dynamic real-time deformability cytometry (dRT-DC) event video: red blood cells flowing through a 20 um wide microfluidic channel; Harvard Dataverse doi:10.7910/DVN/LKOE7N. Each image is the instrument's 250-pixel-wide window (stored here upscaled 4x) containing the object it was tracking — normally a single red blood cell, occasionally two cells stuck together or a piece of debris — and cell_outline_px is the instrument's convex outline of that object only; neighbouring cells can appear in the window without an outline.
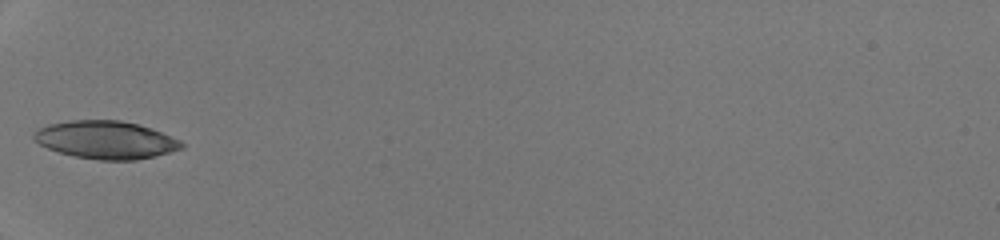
{"species": "human", "species_latin": "Homo sapiens", "temperature_condition": "room temperature", "stored_images_in_passage": 28, "camera_frame_rate_fps": 3000, "um_per_image_px": 0.085, "donor": {"sex": "male"}, "frame": {"image": 1, "passage_image": 1, "time_ms": 0.0, "image_size_px": [1000, 240], "cell_outline_px": [[172, 148], [148, 156], [84, 156], [64, 152], [52, 148], [48, 144], [48, 128], [60, 124], [92, 120], [104, 120], [132, 124], [156, 132], [164, 136]], "centroid_in_image_um": [9.01, 11.84], "position_along_channel_um": 76.0, "area_um2": 25.61}}
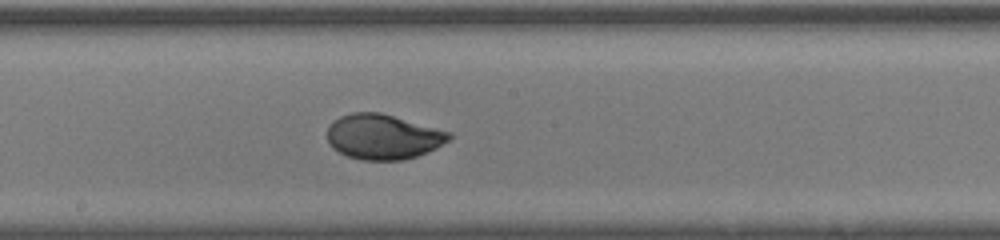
{"frame": {"image": 2, "passage_image": 11, "time_ms": 3.333, "image_size_px": [1000, 240], "cell_outline_px": [[448, 136], [444, 140], [432, 148], [412, 156], [352, 156], [336, 148], [332, 144], [332, 140], [348, 116], [388, 116], [440, 132]], "centroid_in_image_um": [32.67, 11.66], "position_along_channel_um": 215.5, "area_um2": 25.2}}
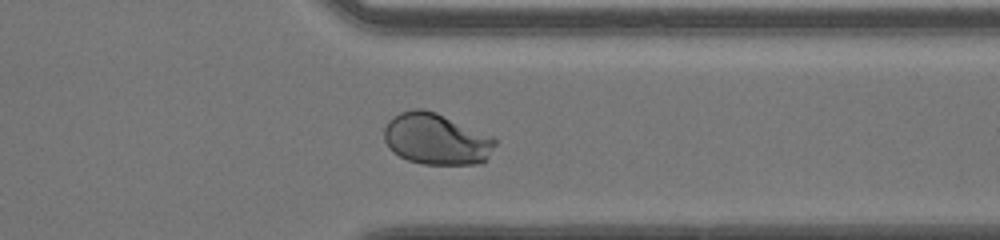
{"frame": {"image": 3, "passage_image": 22, "time_ms": 7.0, "image_size_px": [1000, 240], "cell_outline_px": [[484, 160], [460, 164], [436, 164], [412, 160], [396, 152], [392, 148], [392, 120], [408, 112], [432, 112], [440, 116], [468, 140], [472, 144]], "centroid_in_image_um": [36.64, 11.91], "position_along_channel_um": 374.8, "area_um2": 24.39}}